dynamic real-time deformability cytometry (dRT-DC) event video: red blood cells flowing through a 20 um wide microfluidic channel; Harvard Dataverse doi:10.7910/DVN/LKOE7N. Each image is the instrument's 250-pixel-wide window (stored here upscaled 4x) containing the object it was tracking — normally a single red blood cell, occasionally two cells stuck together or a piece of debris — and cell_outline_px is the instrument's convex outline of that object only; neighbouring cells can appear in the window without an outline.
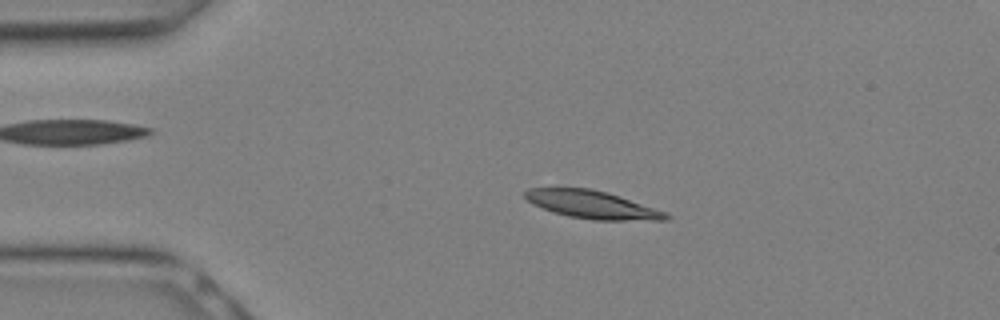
{"species": "Egyptian fruit bat (a non-hibernating species)", "species_latin": "Rousettus aegyptiacus", "temperature_condition": "warm", "stored_images_in_passage": 19, "camera_frame_rate_fps": 3000, "um_per_image_px": 0.085, "animal": {"sex": "female"}, "frame": {"image": 1, "passage_image": 5, "time_ms": 1.333, "image_size_px": [1000, 320], "cell_outline_px": [[672, 216], [668, 220], [596, 220], [568, 216], [532, 204], [524, 196], [524, 192], [528, 188], [592, 188], [608, 192], [668, 212]], "centroid_in_image_um": [50.39, 17.39], "position_along_channel_um": 34.6, "area_um2": 22.89}}
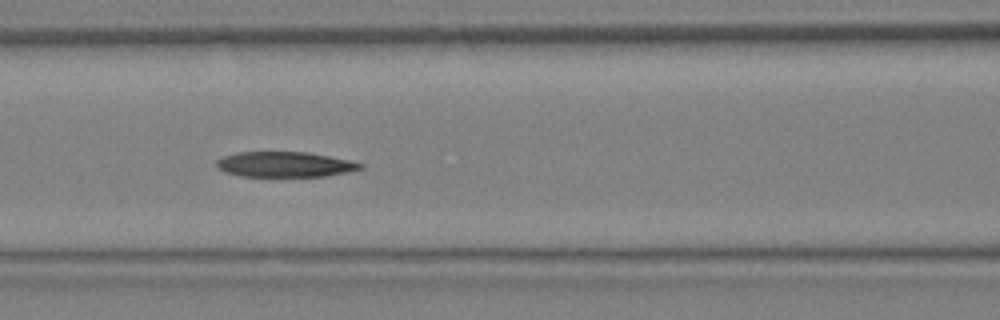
{"frame": {"image": 2, "passage_image": 11, "time_ms": 3.333, "image_size_px": [1000, 320], "cell_outline_px": [[364, 168], [348, 172], [324, 176], [240, 176], [224, 172], [216, 168], [216, 160], [224, 156], [236, 152], [308, 152], [348, 160], [364, 164]], "centroid_in_image_um": [24.17, 13.97], "position_along_channel_um": 142.4, "area_um2": 21.21}}
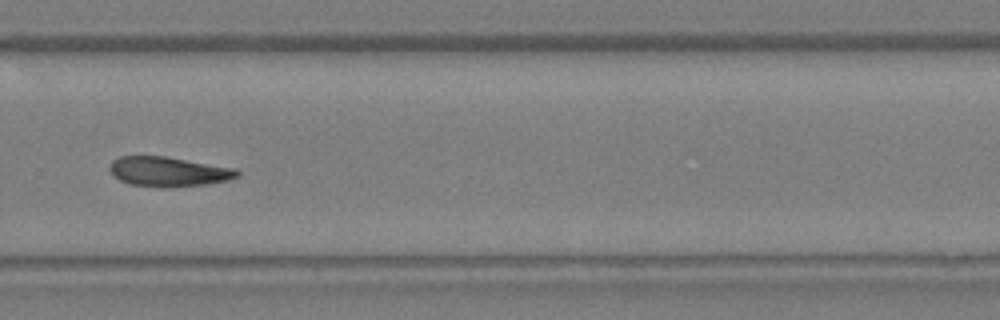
{"frame": {"image": 3, "passage_image": 18, "time_ms": 5.667, "image_size_px": [1000, 320], "cell_outline_px": [[240, 176], [228, 180], [208, 184], [168, 188], [164, 188], [132, 184], [120, 180], [108, 168], [112, 160], [120, 156], [164, 156], [236, 168], [240, 172]], "centroid_in_image_um": [14.36, 14.59], "position_along_channel_um": 315.4, "area_um2": 22.14}}